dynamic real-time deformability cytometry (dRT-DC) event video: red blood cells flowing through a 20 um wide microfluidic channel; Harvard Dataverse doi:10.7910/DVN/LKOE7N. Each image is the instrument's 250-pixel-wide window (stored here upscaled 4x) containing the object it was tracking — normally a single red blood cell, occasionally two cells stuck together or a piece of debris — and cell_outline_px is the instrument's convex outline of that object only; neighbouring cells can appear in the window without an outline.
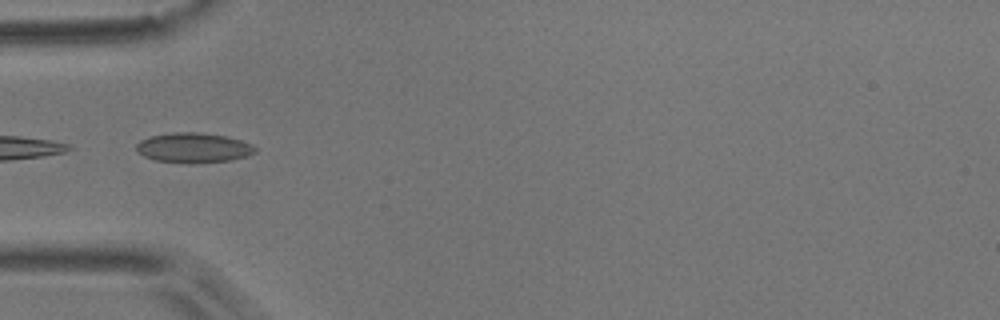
{"species": "common noctule bat (a hibernating species)", "species_latin": "Nyctalus noctula", "temperature_condition": "room temperature", "stored_images_in_passage": 7, "camera_frame_rate_fps": 3000, "um_per_image_px": 0.085, "animal": {"sex": "male", "body_mass_g": 17.9}, "frame": {"image": 1, "passage_image": 5, "time_ms": 1.333, "image_size_px": [1000, 320], "cell_outline_px": [[256, 152], [248, 156], [228, 160], [196, 164], [188, 164], [156, 160], [144, 156], [136, 148], [136, 144], [140, 140], [152, 136], [176, 132], [196, 132], [224, 136], [240, 140], [252, 144], [256, 148]], "centroid_in_image_um": [16.46, 12.57], "position_along_channel_um": 68.5, "area_um2": 20.63}}
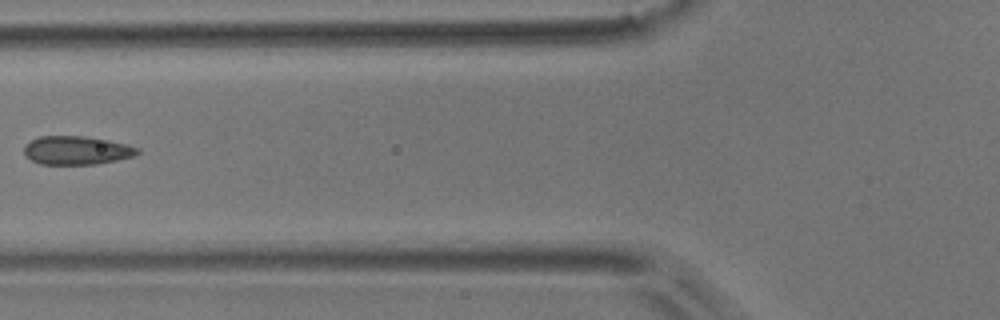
{"frame": {"image": 2, "passage_image": 6, "time_ms": 1.667, "image_size_px": [1000, 320], "cell_outline_px": [[140, 152], [132, 156], [116, 160], [96, 164], [40, 164], [24, 156], [24, 144], [40, 136], [84, 136], [108, 140], [128, 144], [140, 148]], "centroid_in_image_um": [6.5, 12.77], "position_along_channel_um": 119.3, "area_um2": 18.9}}
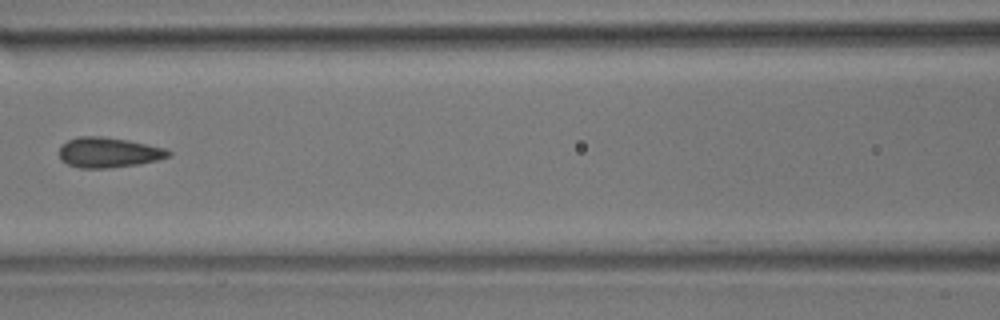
{"frame": {"image": 3, "passage_image": 7, "time_ms": 2.0, "image_size_px": [1000, 320], "cell_outline_px": [[172, 156], [160, 160], [140, 164], [108, 168], [80, 168], [68, 164], [60, 160], [60, 148], [68, 140], [80, 136], [100, 136], [128, 140], [164, 148], [172, 152]], "centroid_in_image_um": [9.27, 12.97], "position_along_channel_um": 157.3, "area_um2": 19.25}}